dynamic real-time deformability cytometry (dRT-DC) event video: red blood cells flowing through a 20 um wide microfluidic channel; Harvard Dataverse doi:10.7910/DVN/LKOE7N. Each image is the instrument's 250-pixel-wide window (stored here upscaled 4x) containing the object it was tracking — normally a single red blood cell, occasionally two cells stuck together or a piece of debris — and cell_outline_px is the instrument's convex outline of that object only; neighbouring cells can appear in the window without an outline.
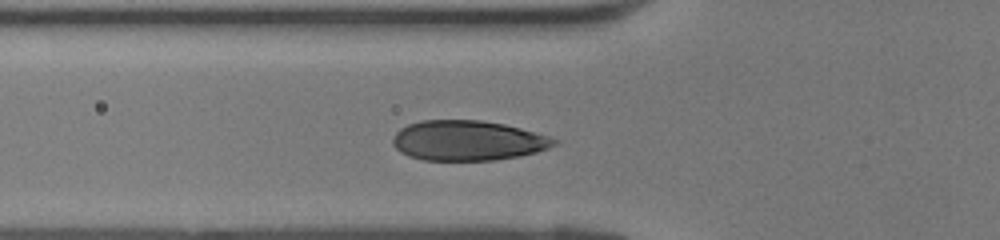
{"species": "human", "species_latin": "Homo sapiens", "temperature_condition": "room temperature", "stored_images_in_passage": 30, "camera_frame_rate_fps": 3000, "um_per_image_px": 0.085, "donor": {"sex": "female"}, "frame": {"image": 1, "passage_image": 9, "time_ms": 2.667, "image_size_px": [1000, 240], "cell_outline_px": [[560, 144], [536, 152], [520, 156], [496, 160], [424, 160], [408, 156], [400, 152], [392, 144], [392, 140], [396, 132], [400, 128], [408, 124], [420, 120], [480, 120], [504, 124], [520, 128], [548, 136], [560, 140]], "centroid_in_image_um": [39.77, 11.95], "position_along_channel_um": 86.0, "area_um2": 37.86}}
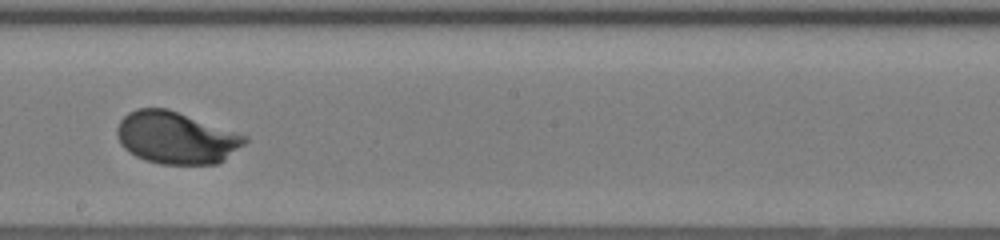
{"frame": {"image": 2, "passage_image": 18, "time_ms": 5.667, "image_size_px": [1000, 240], "cell_outline_px": [[248, 140], [244, 144], [224, 160], [216, 164], [160, 164], [144, 160], [128, 152], [120, 144], [116, 136], [116, 128], [120, 120], [128, 112], [136, 108], [168, 108], [248, 136]], "centroid_in_image_um": [14.94, 11.7], "position_along_channel_um": 233.3, "area_um2": 39.02}}
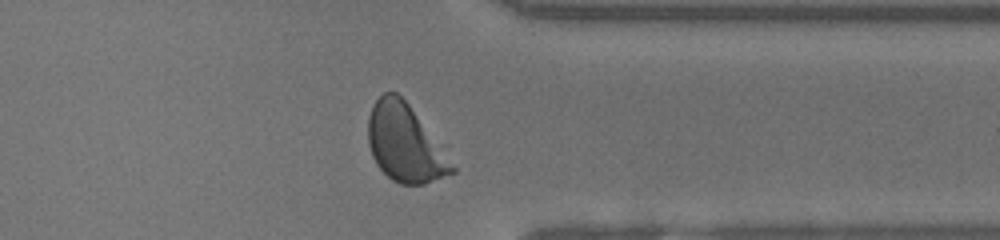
{"frame": {"image": 3, "passage_image": 27, "time_ms": 8.667, "image_size_px": [1000, 240], "cell_outline_px": [[456, 172], [424, 184], [400, 184], [392, 180], [376, 164], [372, 156], [368, 144], [368, 116], [372, 104], [384, 92], [396, 92], [408, 104], [456, 168]], "centroid_in_image_um": [34.37, 12.19], "position_along_channel_um": 377.0, "area_um2": 37.11}}